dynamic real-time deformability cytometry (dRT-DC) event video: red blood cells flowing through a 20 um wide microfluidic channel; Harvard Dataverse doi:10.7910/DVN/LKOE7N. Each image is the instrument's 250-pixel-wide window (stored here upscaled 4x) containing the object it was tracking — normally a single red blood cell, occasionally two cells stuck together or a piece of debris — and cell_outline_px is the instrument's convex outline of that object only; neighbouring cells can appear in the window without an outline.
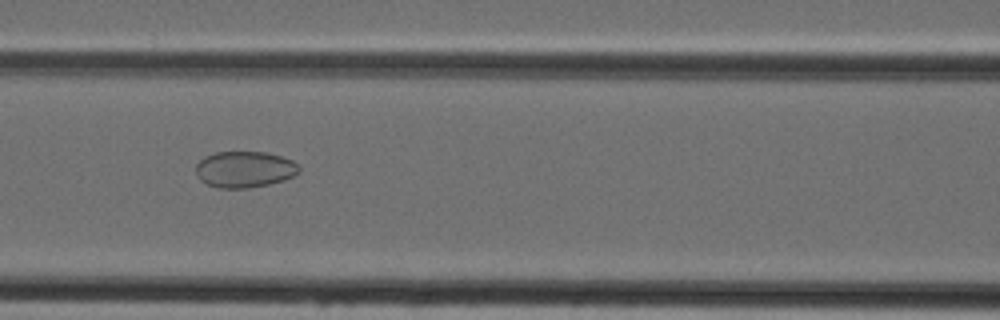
{"species": "Egyptian fruit bat (a non-hibernating species)", "species_latin": "Rousettus aegyptiacus", "temperature_condition": "cold", "stored_images_in_passage": 37, "camera_frame_rate_fps": 3000, "um_per_image_px": 0.085, "animal": {"sex": "female"}, "frame": {"image": 1, "passage_image": 16, "time_ms": 5.0, "image_size_px": [1000, 320], "cell_outline_px": [[300, 172], [284, 180], [268, 184], [248, 188], [216, 188], [200, 180], [196, 176], [196, 164], [204, 156], [216, 152], [268, 152], [292, 160], [300, 164]], "centroid_in_image_um": [20.79, 14.39], "position_along_channel_um": 145.8, "area_um2": 22.02}}
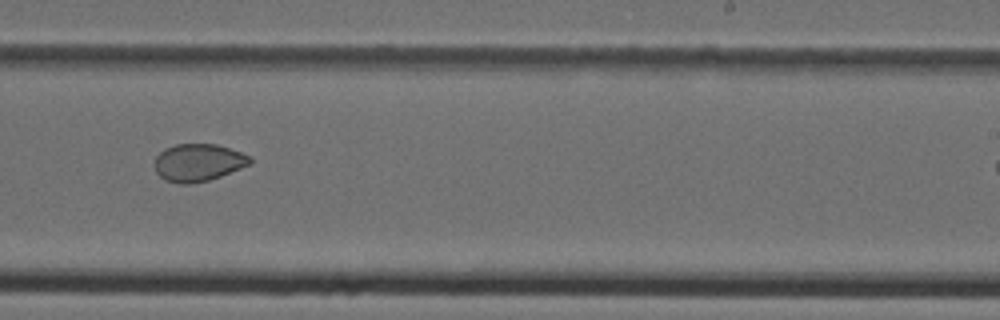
{"frame": {"image": 2, "passage_image": 25, "time_ms": 8.0, "image_size_px": [1000, 320], "cell_outline_px": [[252, 164], [220, 176], [208, 180], [192, 184], [180, 184], [164, 180], [156, 172], [156, 156], [164, 148], [176, 144], [216, 144], [252, 156]], "centroid_in_image_um": [16.86, 13.82], "position_along_channel_um": 272.1, "area_um2": 20.87}}
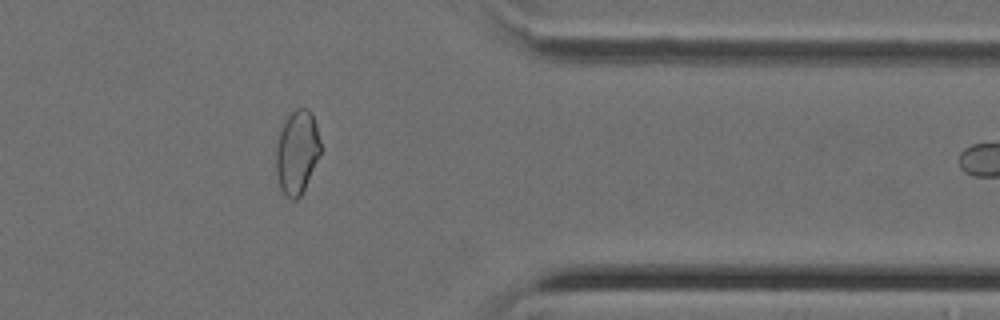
{"frame": {"image": 3, "passage_image": 34, "time_ms": 11.0, "image_size_px": [1000, 320], "cell_outline_px": [[320, 152], [304, 188], [300, 196], [296, 200], [292, 200], [284, 196], [280, 188], [276, 176], [276, 144], [280, 132], [288, 116], [296, 108], [308, 108], [312, 112], [316, 124], [320, 140]], "centroid_in_image_um": [25.23, 12.94], "position_along_channel_um": 386.2, "area_um2": 21.56}}